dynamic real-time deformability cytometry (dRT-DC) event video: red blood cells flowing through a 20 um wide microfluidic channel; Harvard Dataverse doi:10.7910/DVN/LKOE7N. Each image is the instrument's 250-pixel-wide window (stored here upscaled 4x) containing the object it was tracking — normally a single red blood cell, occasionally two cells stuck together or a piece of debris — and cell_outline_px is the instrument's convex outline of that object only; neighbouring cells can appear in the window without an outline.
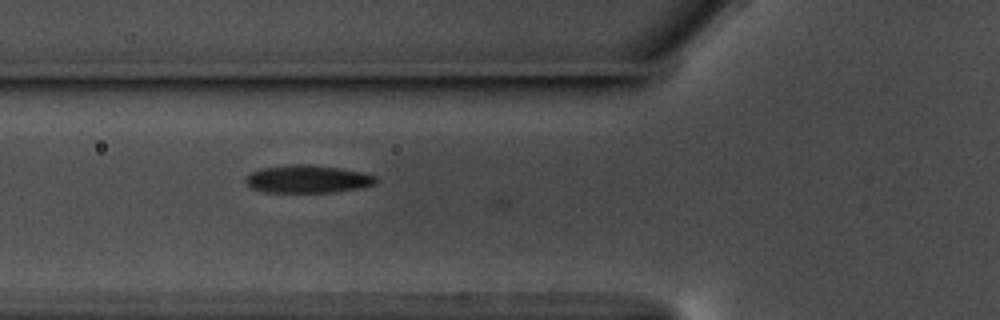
{"species": "common noctule bat (a hibernating species)", "species_latin": "Nyctalus noctula", "temperature_condition": "warm", "stored_images_in_passage": 4, "camera_frame_rate_fps": 3000, "um_per_image_px": 0.085, "animal": {"sex": "male", "body_mass_g": 17.5, "forearm_length_mm": 52.3}, "frame": {"image": 1, "passage_image": 3, "time_ms": 0.667, "image_size_px": [1000, 320], "cell_outline_px": [[376, 184], [360, 188], [332, 192], [264, 192], [252, 188], [244, 180], [252, 172], [260, 168], [288, 164], [312, 164], [340, 168], [360, 172], [376, 176]], "centroid_in_image_um": [26.14, 15.21], "position_along_channel_um": 99.7, "area_um2": 21.1}}